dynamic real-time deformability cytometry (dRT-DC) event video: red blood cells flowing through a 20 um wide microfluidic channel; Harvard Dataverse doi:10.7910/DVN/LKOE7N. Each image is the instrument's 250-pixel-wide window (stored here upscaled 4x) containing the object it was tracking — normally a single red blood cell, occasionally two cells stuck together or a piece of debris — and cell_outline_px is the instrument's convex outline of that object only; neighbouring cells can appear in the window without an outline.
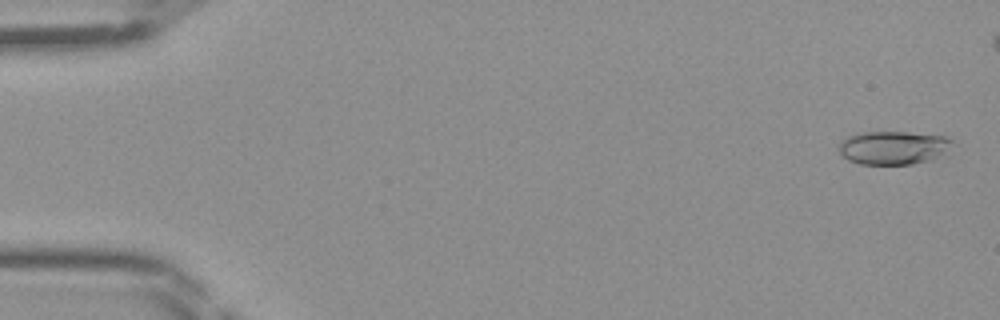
{"species": "Egyptian fruit bat (a non-hibernating species)", "species_latin": "Rousettus aegyptiacus", "temperature_condition": "room temperature", "stored_images_in_passage": 41, "camera_frame_rate_fps": 3000, "um_per_image_px": 0.085, "frame": {"image": 1, "passage_image": 1, "time_ms": 0.0, "image_size_px": [1000, 320], "cell_outline_px": [[956, 144], [932, 160], [912, 164], [860, 164], [848, 160], [836, 148], [848, 136], [856, 132], [908, 132], [944, 136], [952, 140]], "centroid_in_image_um": [75.93, 12.55], "position_along_channel_um": 9.1, "area_um2": 22.2}}
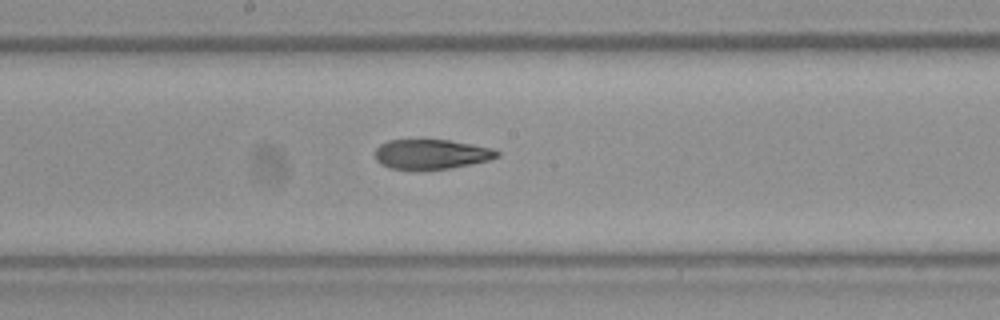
{"frame": {"image": 2, "passage_image": 24, "time_ms": 7.667, "image_size_px": [1000, 320], "cell_outline_px": [[500, 156], [492, 160], [472, 164], [448, 168], [420, 172], [412, 172], [388, 168], [380, 164], [376, 160], [376, 148], [380, 144], [388, 140], [448, 140], [472, 144], [492, 148], [500, 152]], "centroid_in_image_um": [36.65, 13.15], "position_along_channel_um": 211.6, "area_um2": 21.91}}
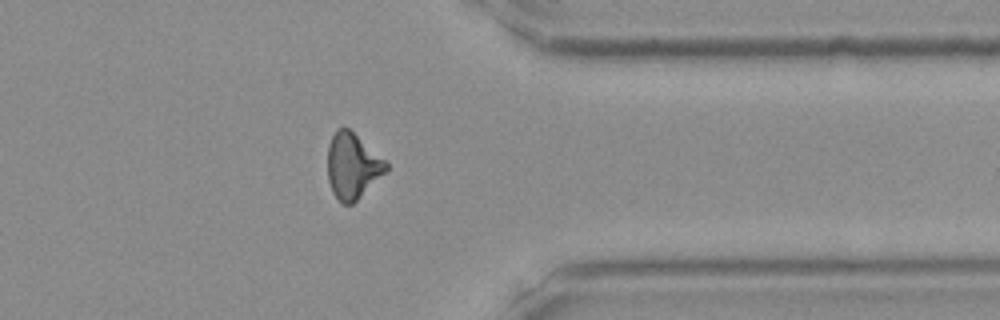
{"frame": {"image": 3, "passage_image": 36, "time_ms": 11.667, "image_size_px": [1000, 320], "cell_outline_px": [[388, 168], [352, 204], [344, 204], [332, 192], [328, 180], [328, 144], [336, 128], [348, 128], [384, 160], [388, 164]], "centroid_in_image_um": [29.91, 14.09], "position_along_channel_um": 381.5, "area_um2": 21.62}}